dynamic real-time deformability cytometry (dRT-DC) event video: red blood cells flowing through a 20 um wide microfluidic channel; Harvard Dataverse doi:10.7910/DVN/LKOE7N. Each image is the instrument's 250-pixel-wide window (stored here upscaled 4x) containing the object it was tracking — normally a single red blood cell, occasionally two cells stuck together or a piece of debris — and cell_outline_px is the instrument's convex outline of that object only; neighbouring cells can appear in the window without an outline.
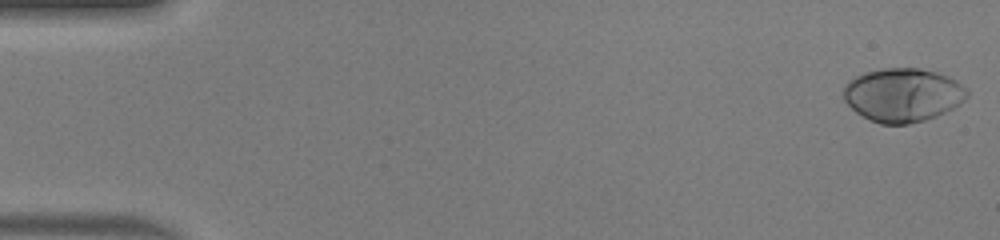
{"species": "human", "species_latin": "Homo sapiens", "temperature_condition": "warm", "stored_images_in_passage": 50, "camera_frame_rate_fps": 3000, "um_per_image_px": 0.085, "donor": {"sex": "male"}, "frame": {"image": 1, "passage_image": 1, "time_ms": 0.0, "image_size_px": [1000, 240], "cell_outline_px": [[968, 96], [960, 104], [936, 116], [924, 120], [908, 124], [880, 124], [856, 112], [844, 100], [844, 84], [848, 80], [864, 72], [884, 68], [920, 68], [936, 72], [948, 76], [956, 80], [968, 88]], "centroid_in_image_um": [76.75, 8.06], "position_along_channel_um": 8.3, "area_um2": 38.67}}
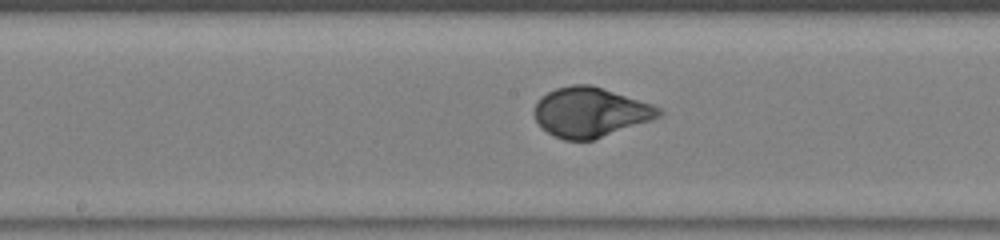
{"frame": {"image": 2, "passage_image": 26, "time_ms": 8.333, "image_size_px": [1000, 240], "cell_outline_px": [[664, 112], [660, 116], [652, 120], [592, 140], [564, 140], [548, 132], [536, 120], [532, 112], [532, 108], [536, 100], [540, 96], [556, 88], [572, 84], [592, 84], [652, 104], [660, 108]], "centroid_in_image_um": [50.15, 9.52], "position_along_channel_um": 198.0, "area_um2": 36.18}}
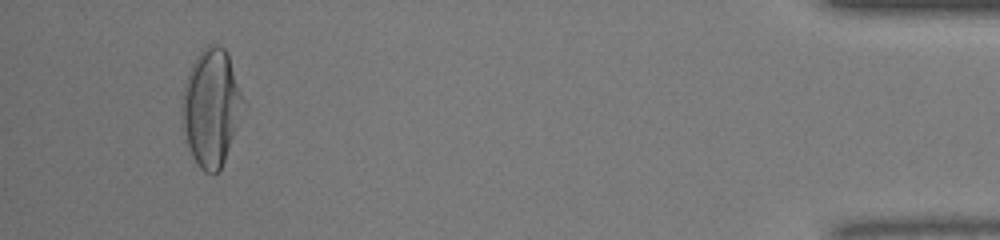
{"frame": {"image": 3, "passage_image": 47, "time_ms": 15.333, "image_size_px": [1000, 240], "cell_outline_px": [[248, 108], [224, 160], [220, 168], [216, 172], [204, 172], [200, 168], [192, 156], [180, 120], [180, 100], [184, 84], [188, 72], [196, 56], [208, 44], [216, 44], [224, 48], [228, 52]], "centroid_in_image_um": [17.98, 9.11], "position_along_channel_um": 417.2, "area_um2": 42.89}, "authors_computed_cell_mechanics": {"area_um2": 36.8764, "velocity_mm_per_s": 4.1439, "shape_relaxation_time_tau1_ms": 3.6167, "shape_relaxation_time_tau2_ms": null, "deformation_change_tau1": 0.2197, "deformation_change_tau2": null}}